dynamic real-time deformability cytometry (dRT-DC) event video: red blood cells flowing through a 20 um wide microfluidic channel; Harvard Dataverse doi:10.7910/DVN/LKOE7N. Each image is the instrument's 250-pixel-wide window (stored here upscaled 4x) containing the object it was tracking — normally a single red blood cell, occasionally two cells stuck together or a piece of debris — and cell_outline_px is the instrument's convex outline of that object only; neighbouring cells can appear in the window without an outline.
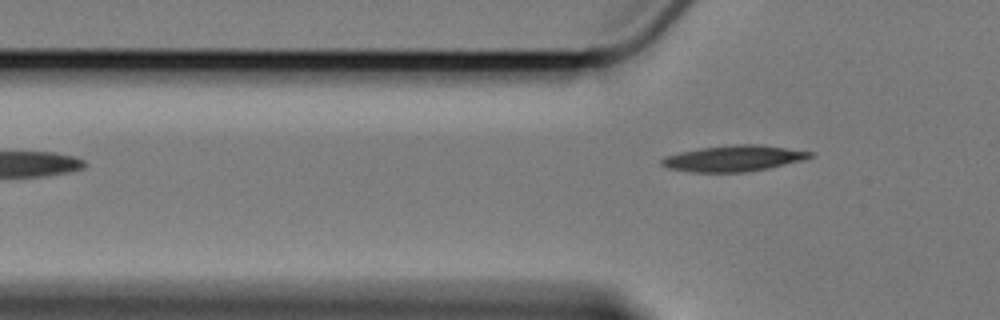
{"species": "Egyptian fruit bat (a non-hibernating species)", "species_latin": "Rousettus aegyptiacus", "temperature_condition": "cold", "stored_images_in_passage": 4, "camera_frame_rate_fps": 3000, "um_per_image_px": 0.085, "animal": {"sex": "female"}, "frame": {"image": 1, "passage_image": 4, "time_ms": 6.0, "image_size_px": [1000, 320], "cell_outline_px": [[812, 156], [800, 160], [768, 168], [748, 172], [692, 172], [668, 168], [660, 164], [660, 160], [664, 156], [680, 152], [700, 148], [732, 144], [760, 144], [812, 152]], "centroid_in_image_um": [62.29, 13.46], "position_along_channel_um": 63.5, "area_um2": 22.31}}